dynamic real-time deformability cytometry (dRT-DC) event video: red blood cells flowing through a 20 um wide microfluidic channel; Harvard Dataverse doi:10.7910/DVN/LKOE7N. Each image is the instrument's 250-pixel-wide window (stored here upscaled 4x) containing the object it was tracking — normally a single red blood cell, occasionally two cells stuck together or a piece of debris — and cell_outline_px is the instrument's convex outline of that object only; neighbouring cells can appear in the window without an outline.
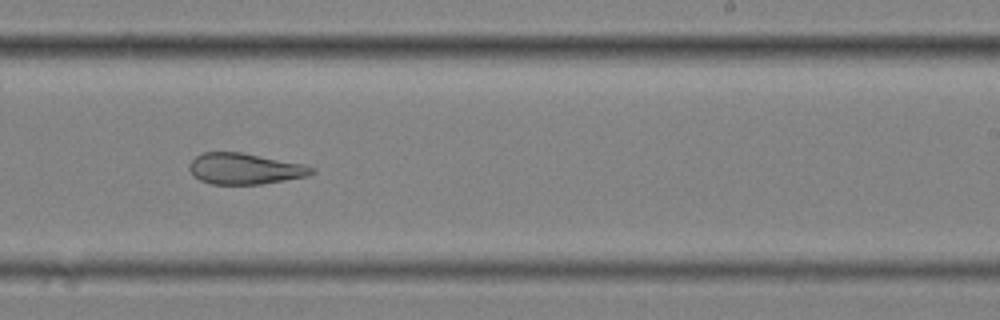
{"species": "common noctule bat (a hibernating species)", "species_latin": "Nyctalus noctula", "temperature_condition": "cold", "stored_images_in_passage": 34, "camera_frame_rate_fps": 3000, "um_per_image_px": 0.085, "animal": {"sex": "female", "body_mass_g": 25.1}, "frame": {"image": 1, "passage_image": 20, "time_ms": 6.333, "image_size_px": [1000, 320], "cell_outline_px": [[316, 172], [308, 176], [260, 184], [212, 184], [200, 180], [188, 168], [188, 164], [196, 156], [204, 152], [240, 152], [304, 164], [316, 168]], "centroid_in_image_um": [20.83, 14.34], "position_along_channel_um": 268.2, "area_um2": 22.02}, "authors_computed_cell_mechanics": {"area_um2": 23.4668, "velocity_mm_per_s": 3.471, "shape_relaxation_time_tau1_ms": null, "shape_relaxation_time_tau2_ms": 3.0126, "deformation_change_tau1": null, "deformation_change_tau2": 0.1199}}